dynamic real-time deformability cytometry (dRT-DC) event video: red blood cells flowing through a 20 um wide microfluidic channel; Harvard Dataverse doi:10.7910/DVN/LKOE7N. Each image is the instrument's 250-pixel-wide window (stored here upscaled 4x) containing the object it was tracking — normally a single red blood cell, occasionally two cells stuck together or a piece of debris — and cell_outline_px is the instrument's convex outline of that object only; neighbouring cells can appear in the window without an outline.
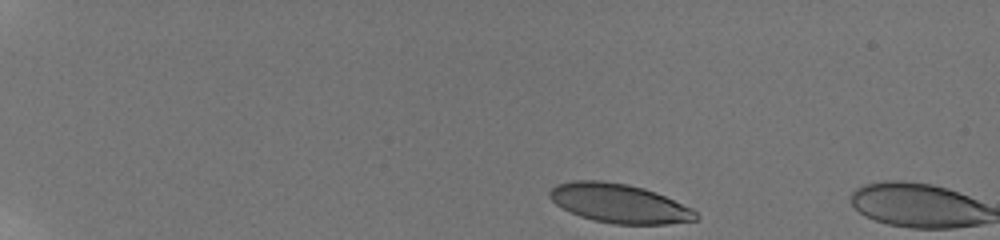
{"species": "human", "species_latin": "Homo sapiens", "temperature_condition": "room temperature", "stored_images_in_passage": 4, "camera_frame_rate_fps": 3000, "um_per_image_px": 0.085, "donor": {"sex": "male"}, "frame": {"image": 1, "passage_image": 1, "time_ms": 0.0, "image_size_px": [1000, 240], "cell_outline_px": [[700, 220], [668, 224], [612, 224], [592, 220], [580, 216], [556, 204], [548, 196], [548, 192], [556, 184], [572, 180], [600, 180], [628, 184], [644, 188], [656, 192], [692, 208], [700, 216]], "centroid_in_image_um": [52.66, 17.28], "position_along_channel_um": 32.3, "area_um2": 33.52}}